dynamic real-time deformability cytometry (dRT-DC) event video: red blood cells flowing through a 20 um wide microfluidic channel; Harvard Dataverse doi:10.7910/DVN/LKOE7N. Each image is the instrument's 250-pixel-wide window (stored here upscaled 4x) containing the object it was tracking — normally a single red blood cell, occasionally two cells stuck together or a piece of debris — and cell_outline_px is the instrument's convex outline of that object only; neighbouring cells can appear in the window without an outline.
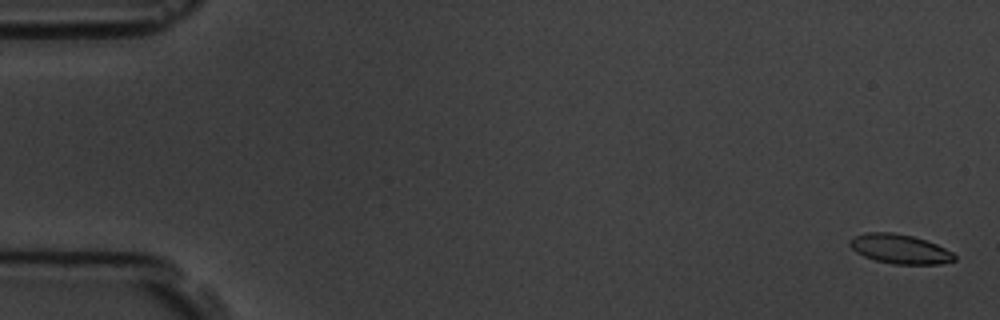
{"species": "common noctule bat (a hibernating species)", "species_latin": "Nyctalus noctula", "temperature_condition": "room temperature", "stored_images_in_passage": 5, "camera_frame_rate_fps": 3000, "um_per_image_px": 0.085, "animal": {"sex": "male", "body_mass_g": 19.5, "forearm_length_mm": 54.6}, "frame": {"image": 1, "passage_image": 1, "time_ms": 0.0, "image_size_px": [1000, 320], "cell_outline_px": [[956, 260], [940, 264], [892, 264], [876, 260], [864, 256], [856, 252], [848, 244], [848, 240], [864, 232], [892, 232], [912, 236], [936, 244], [952, 252], [956, 256]], "centroid_in_image_um": [76.47, 21.16], "position_along_channel_um": 8.5, "area_um2": 17.86}}
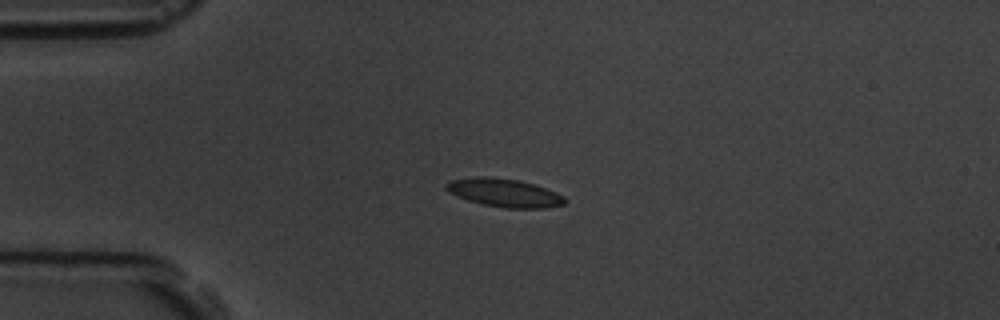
{"frame": {"image": 2, "passage_image": 5, "time_ms": 4.333, "image_size_px": [1000, 320], "cell_outline_px": [[568, 200], [564, 204], [544, 208], [504, 208], [484, 204], [468, 200], [444, 188], [444, 184], [452, 180], [476, 176], [484, 176], [520, 180], [544, 188], [564, 196]], "centroid_in_image_um": [42.88, 16.38], "position_along_channel_um": 42.1, "area_um2": 19.25}}